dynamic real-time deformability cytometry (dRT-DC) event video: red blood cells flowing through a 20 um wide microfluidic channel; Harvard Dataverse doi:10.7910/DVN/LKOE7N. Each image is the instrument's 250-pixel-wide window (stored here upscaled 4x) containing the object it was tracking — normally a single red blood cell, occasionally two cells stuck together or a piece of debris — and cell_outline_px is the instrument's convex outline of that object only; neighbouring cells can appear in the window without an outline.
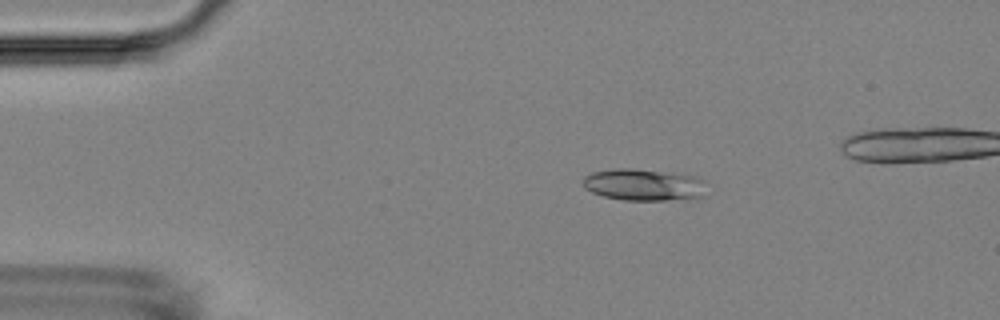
{"species": "Egyptian fruit bat (a non-hibernating species)", "species_latin": "Rousettus aegyptiacus", "temperature_condition": "room temperature", "stored_images_in_passage": 4, "camera_frame_rate_fps": 3000, "um_per_image_px": 0.085, "animal": {"sex": "female"}, "frame": {"image": 1, "passage_image": 3, "time_ms": 2.667, "image_size_px": [1000, 320], "cell_outline_px": [[704, 196], [664, 200], [624, 200], [604, 196], [592, 192], [584, 188], [584, 176], [592, 172], [612, 168], [632, 168], [700, 176]], "centroid_in_image_um": [54.65, 15.69], "position_along_channel_um": 30.3, "area_um2": 22.66}}